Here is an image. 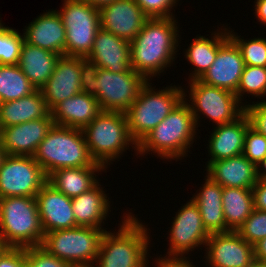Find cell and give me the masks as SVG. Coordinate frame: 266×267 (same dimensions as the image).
<instances>
[{
    "mask_svg": "<svg viewBox=\"0 0 266 267\" xmlns=\"http://www.w3.org/2000/svg\"><path fill=\"white\" fill-rule=\"evenodd\" d=\"M5 156H6L5 150H4V148L1 146V143H0V166H1V164H2V162H3V160H4V158H5Z\"/></svg>",
    "mask_w": 266,
    "mask_h": 267,
    "instance_id": "obj_50",
    "label": "cell"
},
{
    "mask_svg": "<svg viewBox=\"0 0 266 267\" xmlns=\"http://www.w3.org/2000/svg\"><path fill=\"white\" fill-rule=\"evenodd\" d=\"M245 67L240 49L228 37L218 48L215 61L198 79L206 85L236 93Z\"/></svg>",
    "mask_w": 266,
    "mask_h": 267,
    "instance_id": "obj_15",
    "label": "cell"
},
{
    "mask_svg": "<svg viewBox=\"0 0 266 267\" xmlns=\"http://www.w3.org/2000/svg\"><path fill=\"white\" fill-rule=\"evenodd\" d=\"M250 94L259 99H263L266 96V67L249 66L245 65L243 73L241 75L240 83L235 93L238 101L243 103L244 96ZM243 97V98H242ZM263 97V98H261Z\"/></svg>",
    "mask_w": 266,
    "mask_h": 267,
    "instance_id": "obj_33",
    "label": "cell"
},
{
    "mask_svg": "<svg viewBox=\"0 0 266 267\" xmlns=\"http://www.w3.org/2000/svg\"><path fill=\"white\" fill-rule=\"evenodd\" d=\"M26 267H72L68 262L49 254L41 246L26 248Z\"/></svg>",
    "mask_w": 266,
    "mask_h": 267,
    "instance_id": "obj_38",
    "label": "cell"
},
{
    "mask_svg": "<svg viewBox=\"0 0 266 267\" xmlns=\"http://www.w3.org/2000/svg\"><path fill=\"white\" fill-rule=\"evenodd\" d=\"M33 158L48 177L61 168L93 166L82 129L53 125L40 142Z\"/></svg>",
    "mask_w": 266,
    "mask_h": 267,
    "instance_id": "obj_6",
    "label": "cell"
},
{
    "mask_svg": "<svg viewBox=\"0 0 266 267\" xmlns=\"http://www.w3.org/2000/svg\"><path fill=\"white\" fill-rule=\"evenodd\" d=\"M254 209L266 211V180H258L252 188Z\"/></svg>",
    "mask_w": 266,
    "mask_h": 267,
    "instance_id": "obj_43",
    "label": "cell"
},
{
    "mask_svg": "<svg viewBox=\"0 0 266 267\" xmlns=\"http://www.w3.org/2000/svg\"><path fill=\"white\" fill-rule=\"evenodd\" d=\"M229 37L240 49L245 65L266 67V38H253L249 40L230 30L227 26ZM237 34V35H236Z\"/></svg>",
    "mask_w": 266,
    "mask_h": 267,
    "instance_id": "obj_34",
    "label": "cell"
},
{
    "mask_svg": "<svg viewBox=\"0 0 266 267\" xmlns=\"http://www.w3.org/2000/svg\"><path fill=\"white\" fill-rule=\"evenodd\" d=\"M192 200L198 205L202 223L209 234L226 233V222L222 207L223 187L208 175Z\"/></svg>",
    "mask_w": 266,
    "mask_h": 267,
    "instance_id": "obj_26",
    "label": "cell"
},
{
    "mask_svg": "<svg viewBox=\"0 0 266 267\" xmlns=\"http://www.w3.org/2000/svg\"><path fill=\"white\" fill-rule=\"evenodd\" d=\"M4 248V246H3V244H2V241H1V239H0V252H1V250Z\"/></svg>",
    "mask_w": 266,
    "mask_h": 267,
    "instance_id": "obj_51",
    "label": "cell"
},
{
    "mask_svg": "<svg viewBox=\"0 0 266 267\" xmlns=\"http://www.w3.org/2000/svg\"><path fill=\"white\" fill-rule=\"evenodd\" d=\"M150 84L152 83L147 81L141 87L137 99L125 112L129 134L137 144L160 124L183 99V89L180 85H171L157 90Z\"/></svg>",
    "mask_w": 266,
    "mask_h": 267,
    "instance_id": "obj_7",
    "label": "cell"
},
{
    "mask_svg": "<svg viewBox=\"0 0 266 267\" xmlns=\"http://www.w3.org/2000/svg\"><path fill=\"white\" fill-rule=\"evenodd\" d=\"M35 90L18 65L0 64V103L18 100Z\"/></svg>",
    "mask_w": 266,
    "mask_h": 267,
    "instance_id": "obj_32",
    "label": "cell"
},
{
    "mask_svg": "<svg viewBox=\"0 0 266 267\" xmlns=\"http://www.w3.org/2000/svg\"><path fill=\"white\" fill-rule=\"evenodd\" d=\"M107 228L77 226L44 234L41 247L72 267H93Z\"/></svg>",
    "mask_w": 266,
    "mask_h": 267,
    "instance_id": "obj_8",
    "label": "cell"
},
{
    "mask_svg": "<svg viewBox=\"0 0 266 267\" xmlns=\"http://www.w3.org/2000/svg\"><path fill=\"white\" fill-rule=\"evenodd\" d=\"M44 234L35 197L0 198V239L4 247L41 246Z\"/></svg>",
    "mask_w": 266,
    "mask_h": 267,
    "instance_id": "obj_5",
    "label": "cell"
},
{
    "mask_svg": "<svg viewBox=\"0 0 266 267\" xmlns=\"http://www.w3.org/2000/svg\"><path fill=\"white\" fill-rule=\"evenodd\" d=\"M59 54L30 45H22L18 66L36 89H41L52 75Z\"/></svg>",
    "mask_w": 266,
    "mask_h": 267,
    "instance_id": "obj_28",
    "label": "cell"
},
{
    "mask_svg": "<svg viewBox=\"0 0 266 267\" xmlns=\"http://www.w3.org/2000/svg\"><path fill=\"white\" fill-rule=\"evenodd\" d=\"M222 207L226 232L237 231L254 210L252 188L223 187Z\"/></svg>",
    "mask_w": 266,
    "mask_h": 267,
    "instance_id": "obj_31",
    "label": "cell"
},
{
    "mask_svg": "<svg viewBox=\"0 0 266 267\" xmlns=\"http://www.w3.org/2000/svg\"><path fill=\"white\" fill-rule=\"evenodd\" d=\"M206 175L222 187L253 188L258 181L257 166L243 154L212 161Z\"/></svg>",
    "mask_w": 266,
    "mask_h": 267,
    "instance_id": "obj_23",
    "label": "cell"
},
{
    "mask_svg": "<svg viewBox=\"0 0 266 267\" xmlns=\"http://www.w3.org/2000/svg\"><path fill=\"white\" fill-rule=\"evenodd\" d=\"M44 233L77 227L71 198L48 181L35 196Z\"/></svg>",
    "mask_w": 266,
    "mask_h": 267,
    "instance_id": "obj_19",
    "label": "cell"
},
{
    "mask_svg": "<svg viewBox=\"0 0 266 267\" xmlns=\"http://www.w3.org/2000/svg\"><path fill=\"white\" fill-rule=\"evenodd\" d=\"M99 183L100 181L89 191L71 199L77 226L103 228L111 206L108 194H105Z\"/></svg>",
    "mask_w": 266,
    "mask_h": 267,
    "instance_id": "obj_25",
    "label": "cell"
},
{
    "mask_svg": "<svg viewBox=\"0 0 266 267\" xmlns=\"http://www.w3.org/2000/svg\"><path fill=\"white\" fill-rule=\"evenodd\" d=\"M24 35L12 27L0 30V64L18 65Z\"/></svg>",
    "mask_w": 266,
    "mask_h": 267,
    "instance_id": "obj_35",
    "label": "cell"
},
{
    "mask_svg": "<svg viewBox=\"0 0 266 267\" xmlns=\"http://www.w3.org/2000/svg\"><path fill=\"white\" fill-rule=\"evenodd\" d=\"M0 267H26V248L4 247L0 252Z\"/></svg>",
    "mask_w": 266,
    "mask_h": 267,
    "instance_id": "obj_42",
    "label": "cell"
},
{
    "mask_svg": "<svg viewBox=\"0 0 266 267\" xmlns=\"http://www.w3.org/2000/svg\"><path fill=\"white\" fill-rule=\"evenodd\" d=\"M81 57L60 56L54 71L40 89L51 111L58 103L81 93Z\"/></svg>",
    "mask_w": 266,
    "mask_h": 267,
    "instance_id": "obj_18",
    "label": "cell"
},
{
    "mask_svg": "<svg viewBox=\"0 0 266 267\" xmlns=\"http://www.w3.org/2000/svg\"><path fill=\"white\" fill-rule=\"evenodd\" d=\"M102 171L106 172V169L99 163L79 168H61L51 173L47 181L72 199L93 188L99 182L96 174Z\"/></svg>",
    "mask_w": 266,
    "mask_h": 267,
    "instance_id": "obj_27",
    "label": "cell"
},
{
    "mask_svg": "<svg viewBox=\"0 0 266 267\" xmlns=\"http://www.w3.org/2000/svg\"><path fill=\"white\" fill-rule=\"evenodd\" d=\"M61 15L66 30L65 56H89L100 28L99 8L83 0H64Z\"/></svg>",
    "mask_w": 266,
    "mask_h": 267,
    "instance_id": "obj_10",
    "label": "cell"
},
{
    "mask_svg": "<svg viewBox=\"0 0 266 267\" xmlns=\"http://www.w3.org/2000/svg\"><path fill=\"white\" fill-rule=\"evenodd\" d=\"M132 214H123L117 232L105 231L93 267H149L150 228Z\"/></svg>",
    "mask_w": 266,
    "mask_h": 267,
    "instance_id": "obj_2",
    "label": "cell"
},
{
    "mask_svg": "<svg viewBox=\"0 0 266 267\" xmlns=\"http://www.w3.org/2000/svg\"><path fill=\"white\" fill-rule=\"evenodd\" d=\"M147 80L132 68L127 72L113 73L99 68L96 99L102 111L126 112L137 99Z\"/></svg>",
    "mask_w": 266,
    "mask_h": 267,
    "instance_id": "obj_13",
    "label": "cell"
},
{
    "mask_svg": "<svg viewBox=\"0 0 266 267\" xmlns=\"http://www.w3.org/2000/svg\"><path fill=\"white\" fill-rule=\"evenodd\" d=\"M101 111L95 96L81 92L58 103L50 114L55 125L83 129Z\"/></svg>",
    "mask_w": 266,
    "mask_h": 267,
    "instance_id": "obj_24",
    "label": "cell"
},
{
    "mask_svg": "<svg viewBox=\"0 0 266 267\" xmlns=\"http://www.w3.org/2000/svg\"><path fill=\"white\" fill-rule=\"evenodd\" d=\"M1 19V18H0ZM2 20H0V30L5 26L4 23L2 24L1 22Z\"/></svg>",
    "mask_w": 266,
    "mask_h": 267,
    "instance_id": "obj_52",
    "label": "cell"
},
{
    "mask_svg": "<svg viewBox=\"0 0 266 267\" xmlns=\"http://www.w3.org/2000/svg\"><path fill=\"white\" fill-rule=\"evenodd\" d=\"M47 179L33 157L6 155L0 166V198L35 197Z\"/></svg>",
    "mask_w": 266,
    "mask_h": 267,
    "instance_id": "obj_11",
    "label": "cell"
},
{
    "mask_svg": "<svg viewBox=\"0 0 266 267\" xmlns=\"http://www.w3.org/2000/svg\"><path fill=\"white\" fill-rule=\"evenodd\" d=\"M177 23L175 17L148 18L130 42L131 68L147 81L174 64L181 39Z\"/></svg>",
    "mask_w": 266,
    "mask_h": 267,
    "instance_id": "obj_1",
    "label": "cell"
},
{
    "mask_svg": "<svg viewBox=\"0 0 266 267\" xmlns=\"http://www.w3.org/2000/svg\"><path fill=\"white\" fill-rule=\"evenodd\" d=\"M225 27L217 29V32H212L209 38L197 35L185 50V58L195 67H192L194 71L190 73L189 81L199 79L215 61L219 46L229 37Z\"/></svg>",
    "mask_w": 266,
    "mask_h": 267,
    "instance_id": "obj_30",
    "label": "cell"
},
{
    "mask_svg": "<svg viewBox=\"0 0 266 267\" xmlns=\"http://www.w3.org/2000/svg\"><path fill=\"white\" fill-rule=\"evenodd\" d=\"M255 1H254L255 17L258 18V21L265 26L266 25V0H255Z\"/></svg>",
    "mask_w": 266,
    "mask_h": 267,
    "instance_id": "obj_45",
    "label": "cell"
},
{
    "mask_svg": "<svg viewBox=\"0 0 266 267\" xmlns=\"http://www.w3.org/2000/svg\"><path fill=\"white\" fill-rule=\"evenodd\" d=\"M148 18H174V6L179 0H135ZM172 11V12H171Z\"/></svg>",
    "mask_w": 266,
    "mask_h": 267,
    "instance_id": "obj_39",
    "label": "cell"
},
{
    "mask_svg": "<svg viewBox=\"0 0 266 267\" xmlns=\"http://www.w3.org/2000/svg\"><path fill=\"white\" fill-rule=\"evenodd\" d=\"M189 257L186 258H167V259H155L154 265L157 267H195Z\"/></svg>",
    "mask_w": 266,
    "mask_h": 267,
    "instance_id": "obj_44",
    "label": "cell"
},
{
    "mask_svg": "<svg viewBox=\"0 0 266 267\" xmlns=\"http://www.w3.org/2000/svg\"><path fill=\"white\" fill-rule=\"evenodd\" d=\"M205 251L209 267H250L254 260L253 245L236 231L210 234Z\"/></svg>",
    "mask_w": 266,
    "mask_h": 267,
    "instance_id": "obj_14",
    "label": "cell"
},
{
    "mask_svg": "<svg viewBox=\"0 0 266 267\" xmlns=\"http://www.w3.org/2000/svg\"><path fill=\"white\" fill-rule=\"evenodd\" d=\"M100 27L131 42L148 17L135 0H115L99 8Z\"/></svg>",
    "mask_w": 266,
    "mask_h": 267,
    "instance_id": "obj_16",
    "label": "cell"
},
{
    "mask_svg": "<svg viewBox=\"0 0 266 267\" xmlns=\"http://www.w3.org/2000/svg\"><path fill=\"white\" fill-rule=\"evenodd\" d=\"M254 259L266 262V237L253 245Z\"/></svg>",
    "mask_w": 266,
    "mask_h": 267,
    "instance_id": "obj_46",
    "label": "cell"
},
{
    "mask_svg": "<svg viewBox=\"0 0 266 267\" xmlns=\"http://www.w3.org/2000/svg\"><path fill=\"white\" fill-rule=\"evenodd\" d=\"M49 113L46 117L0 129V143L6 155L31 156L53 127Z\"/></svg>",
    "mask_w": 266,
    "mask_h": 267,
    "instance_id": "obj_17",
    "label": "cell"
},
{
    "mask_svg": "<svg viewBox=\"0 0 266 267\" xmlns=\"http://www.w3.org/2000/svg\"><path fill=\"white\" fill-rule=\"evenodd\" d=\"M82 132L90 156L105 169L130 149V145L137 154L138 144L129 134L124 112L101 111Z\"/></svg>",
    "mask_w": 266,
    "mask_h": 267,
    "instance_id": "obj_4",
    "label": "cell"
},
{
    "mask_svg": "<svg viewBox=\"0 0 266 267\" xmlns=\"http://www.w3.org/2000/svg\"><path fill=\"white\" fill-rule=\"evenodd\" d=\"M250 126L248 116L243 113L234 122L217 125L213 128L207 144L210 159L206 167L212 161L232 158L243 154L245 135Z\"/></svg>",
    "mask_w": 266,
    "mask_h": 267,
    "instance_id": "obj_22",
    "label": "cell"
},
{
    "mask_svg": "<svg viewBox=\"0 0 266 267\" xmlns=\"http://www.w3.org/2000/svg\"><path fill=\"white\" fill-rule=\"evenodd\" d=\"M83 1L89 3L94 7L100 8L103 5L114 2L115 0H83Z\"/></svg>",
    "mask_w": 266,
    "mask_h": 267,
    "instance_id": "obj_48",
    "label": "cell"
},
{
    "mask_svg": "<svg viewBox=\"0 0 266 267\" xmlns=\"http://www.w3.org/2000/svg\"><path fill=\"white\" fill-rule=\"evenodd\" d=\"M258 180H266V157L257 165Z\"/></svg>",
    "mask_w": 266,
    "mask_h": 267,
    "instance_id": "obj_47",
    "label": "cell"
},
{
    "mask_svg": "<svg viewBox=\"0 0 266 267\" xmlns=\"http://www.w3.org/2000/svg\"><path fill=\"white\" fill-rule=\"evenodd\" d=\"M130 54V42L100 27L87 58L95 62L99 68L121 73L131 69Z\"/></svg>",
    "mask_w": 266,
    "mask_h": 267,
    "instance_id": "obj_21",
    "label": "cell"
},
{
    "mask_svg": "<svg viewBox=\"0 0 266 267\" xmlns=\"http://www.w3.org/2000/svg\"><path fill=\"white\" fill-rule=\"evenodd\" d=\"M188 87V92L183 89V99L188 103L197 128L201 115H205L204 117L212 120L217 126L232 123L244 113V106L236 95L228 90L206 85L198 79L189 81Z\"/></svg>",
    "mask_w": 266,
    "mask_h": 267,
    "instance_id": "obj_9",
    "label": "cell"
},
{
    "mask_svg": "<svg viewBox=\"0 0 266 267\" xmlns=\"http://www.w3.org/2000/svg\"><path fill=\"white\" fill-rule=\"evenodd\" d=\"M236 232L251 245L264 239L266 237V211L254 209Z\"/></svg>",
    "mask_w": 266,
    "mask_h": 267,
    "instance_id": "obj_36",
    "label": "cell"
},
{
    "mask_svg": "<svg viewBox=\"0 0 266 267\" xmlns=\"http://www.w3.org/2000/svg\"><path fill=\"white\" fill-rule=\"evenodd\" d=\"M250 267H266V262L260 261L258 259H254L252 261Z\"/></svg>",
    "mask_w": 266,
    "mask_h": 267,
    "instance_id": "obj_49",
    "label": "cell"
},
{
    "mask_svg": "<svg viewBox=\"0 0 266 267\" xmlns=\"http://www.w3.org/2000/svg\"><path fill=\"white\" fill-rule=\"evenodd\" d=\"M171 223L168 252L164 258L155 259L186 258L190 251L205 246L210 234L203 226L199 207L192 198L180 207Z\"/></svg>",
    "mask_w": 266,
    "mask_h": 267,
    "instance_id": "obj_12",
    "label": "cell"
},
{
    "mask_svg": "<svg viewBox=\"0 0 266 267\" xmlns=\"http://www.w3.org/2000/svg\"><path fill=\"white\" fill-rule=\"evenodd\" d=\"M243 155L256 166L266 157V137L251 126L246 131Z\"/></svg>",
    "mask_w": 266,
    "mask_h": 267,
    "instance_id": "obj_37",
    "label": "cell"
},
{
    "mask_svg": "<svg viewBox=\"0 0 266 267\" xmlns=\"http://www.w3.org/2000/svg\"><path fill=\"white\" fill-rule=\"evenodd\" d=\"M99 67L92 60L81 57V92L96 97L97 74Z\"/></svg>",
    "mask_w": 266,
    "mask_h": 267,
    "instance_id": "obj_41",
    "label": "cell"
},
{
    "mask_svg": "<svg viewBox=\"0 0 266 267\" xmlns=\"http://www.w3.org/2000/svg\"><path fill=\"white\" fill-rule=\"evenodd\" d=\"M23 32L24 41L30 45L65 56L66 30L57 10H46L32 20Z\"/></svg>",
    "mask_w": 266,
    "mask_h": 267,
    "instance_id": "obj_20",
    "label": "cell"
},
{
    "mask_svg": "<svg viewBox=\"0 0 266 267\" xmlns=\"http://www.w3.org/2000/svg\"><path fill=\"white\" fill-rule=\"evenodd\" d=\"M244 113L248 116L250 126L266 137V100L247 104L245 101Z\"/></svg>",
    "mask_w": 266,
    "mask_h": 267,
    "instance_id": "obj_40",
    "label": "cell"
},
{
    "mask_svg": "<svg viewBox=\"0 0 266 267\" xmlns=\"http://www.w3.org/2000/svg\"><path fill=\"white\" fill-rule=\"evenodd\" d=\"M49 113L42 91L36 89L18 100L0 103V129L44 118Z\"/></svg>",
    "mask_w": 266,
    "mask_h": 267,
    "instance_id": "obj_29",
    "label": "cell"
},
{
    "mask_svg": "<svg viewBox=\"0 0 266 267\" xmlns=\"http://www.w3.org/2000/svg\"><path fill=\"white\" fill-rule=\"evenodd\" d=\"M197 130L188 103L182 99L171 113L137 145V155L144 158V155L153 152L161 160L176 162L177 159L182 160L188 156Z\"/></svg>",
    "mask_w": 266,
    "mask_h": 267,
    "instance_id": "obj_3",
    "label": "cell"
}]
</instances>
